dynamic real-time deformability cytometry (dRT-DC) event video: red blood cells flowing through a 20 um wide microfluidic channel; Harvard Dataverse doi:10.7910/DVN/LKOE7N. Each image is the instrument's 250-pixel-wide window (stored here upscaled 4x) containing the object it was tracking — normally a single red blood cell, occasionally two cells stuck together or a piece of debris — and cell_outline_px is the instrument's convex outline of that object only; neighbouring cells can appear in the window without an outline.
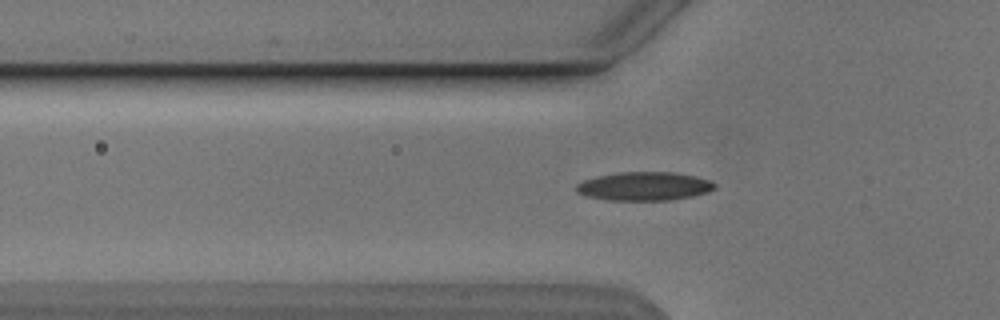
{"species": "Egyptian fruit bat (a non-hibernating species)", "species_latin": "Rousettus aegyptiacus", "temperature_condition": "cold", "stored_images_in_passage": 34, "camera_frame_rate_fps": 3000, "um_per_image_px": 0.085, "animal": {"sex": "male"}, "frame": {"image": 1, "passage_image": 5, "time_ms": 1.333, "image_size_px": [1000, 320], "cell_outline_px": [[716, 188], [708, 192], [692, 196], [668, 200], [608, 200], [584, 196], [576, 192], [576, 184], [584, 180], [596, 176], [620, 172], [672, 172], [696, 176], [708, 180], [716, 184]], "centroid_in_image_um": [54.73, 15.83], "position_along_channel_um": 71.1, "area_um2": 23.12}}
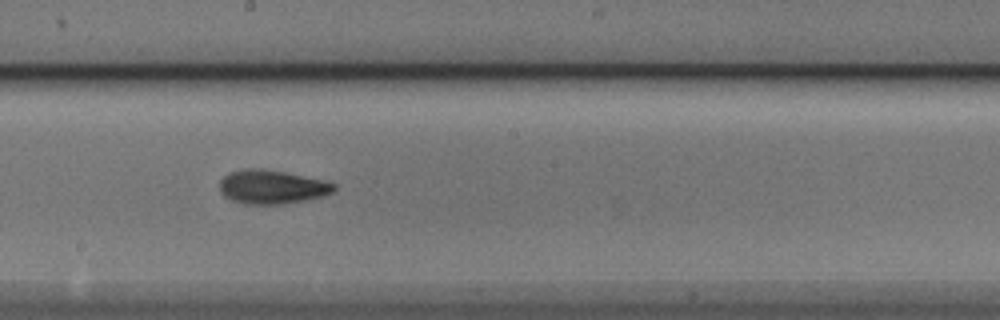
{"frame": {"image": 2, "passage_image": 17, "time_ms": 5.333, "image_size_px": [1000, 320], "cell_outline_px": [[336, 188], [332, 192], [320, 196], [304, 200], [284, 204], [244, 204], [232, 200], [224, 196], [220, 192], [220, 180], [228, 172], [244, 168], [260, 168], [284, 172], [324, 180], [336, 184]], "centroid_in_image_um": [23.07, 15.88], "position_along_channel_um": 225.1, "area_um2": 22.54}}
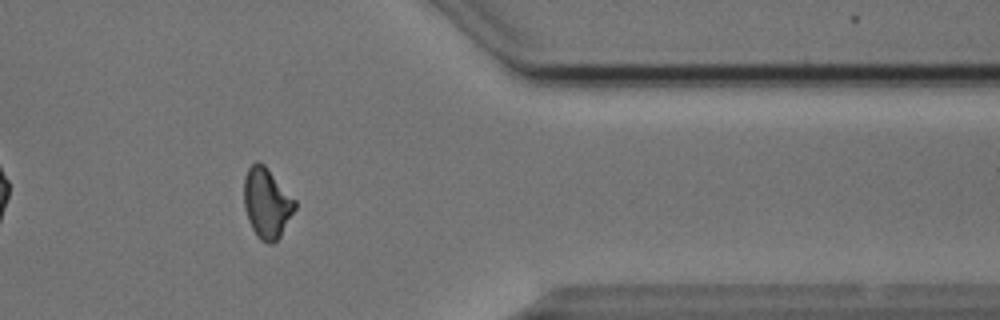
{"frame": {"image": 3, "passage_image": 31, "time_ms": 10.0, "image_size_px": [1000, 320], "cell_outline_px": [[296, 208], [280, 236], [272, 244], [268, 244], [260, 240], [256, 236], [248, 220], [244, 208], [244, 176], [248, 168], [256, 160], [264, 164], [268, 168], [296, 200]], "centroid_in_image_um": [22.67, 17.25], "position_along_channel_um": 388.7, "area_um2": 20.98}}